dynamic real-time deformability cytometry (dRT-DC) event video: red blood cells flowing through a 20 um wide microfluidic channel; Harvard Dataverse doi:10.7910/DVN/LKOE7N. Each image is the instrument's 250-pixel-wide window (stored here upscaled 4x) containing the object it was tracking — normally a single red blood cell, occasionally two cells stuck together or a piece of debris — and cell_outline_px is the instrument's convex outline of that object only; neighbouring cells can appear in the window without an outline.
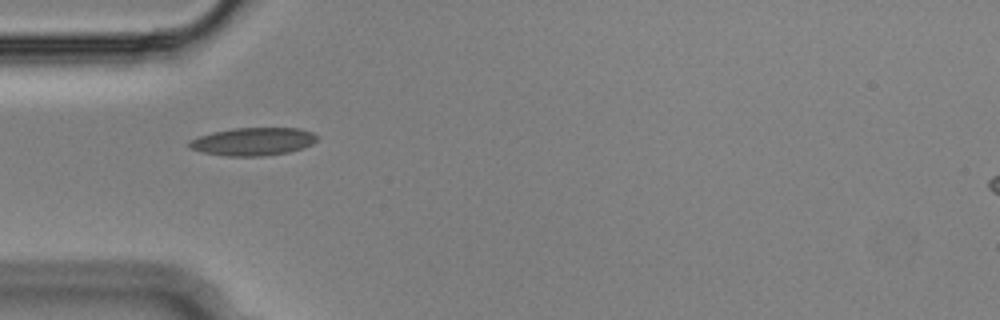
{"species": "Egyptian fruit bat (a non-hibernating species)", "species_latin": "Rousettus aegyptiacus", "temperature_condition": "cold", "stored_images_in_passage": 34, "camera_frame_rate_fps": 3000, "um_per_image_px": 0.085, "animal": {"sex": "male"}, "frame": {"image": 1, "passage_image": 1, "time_ms": 0.0, "image_size_px": [1000, 320], "cell_outline_px": [[316, 140], [312, 144], [304, 148], [288, 152], [264, 156], [228, 156], [204, 152], [188, 148], [188, 140], [212, 132], [232, 128], [300, 128], [312, 132], [316, 136]], "centroid_in_image_um": [21.5, 12.03], "position_along_channel_um": 63.5, "area_um2": 20.81}}
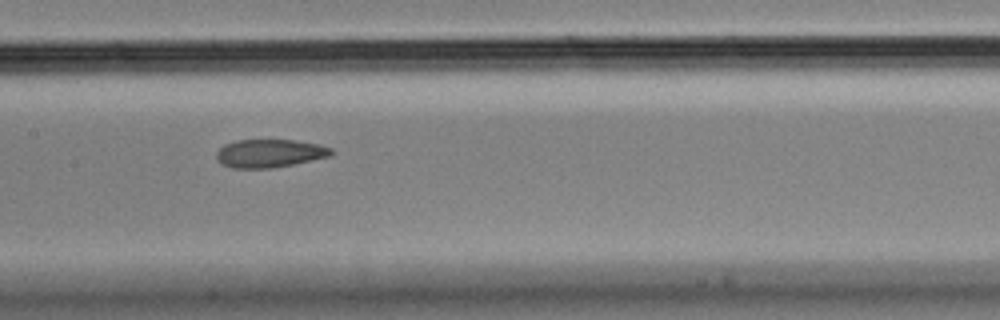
{"frame": {"image": 2, "passage_image": 11, "time_ms": 3.333, "image_size_px": [1000, 320], "cell_outline_px": [[336, 152], [332, 156], [272, 168], [232, 168], [220, 164], [216, 160], [216, 152], [224, 144], [236, 140], [296, 140], [320, 144], [332, 148]], "centroid_in_image_um": [22.93, 13.03], "position_along_channel_um": 184.5, "area_um2": 19.13}}
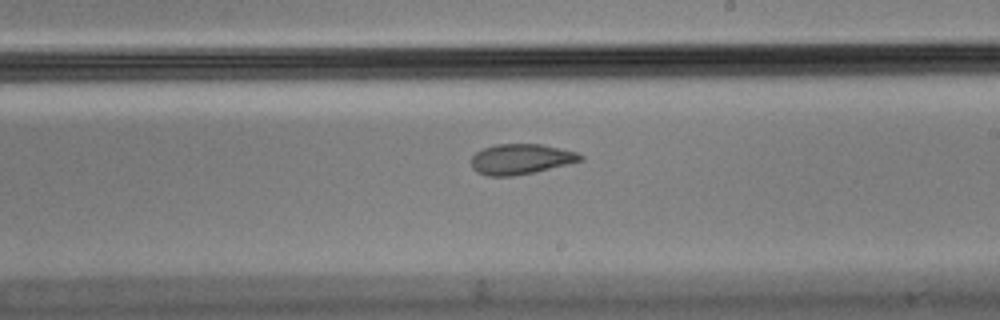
{"frame": {"image": 3, "passage_image": 16, "time_ms": 5.0, "image_size_px": [1000, 320], "cell_outline_px": [[584, 160], [568, 164], [532, 172], [512, 176], [488, 176], [476, 172], [472, 168], [472, 156], [476, 152], [484, 148], [496, 144], [540, 144], [560, 148], [576, 152], [584, 156]], "centroid_in_image_um": [44.27, 13.52], "position_along_channel_um": 244.7, "area_um2": 19.19}, "authors_computed_cell_mechanics": {"area_um2": 19.8254, "velocity_mm_per_s": 3.6315, "shape_relaxation_time_tau1_ms": null, "shape_relaxation_time_tau2_ms": 2.4027, "deformation_change_tau1": null, "deformation_change_tau2": 0.0812}}